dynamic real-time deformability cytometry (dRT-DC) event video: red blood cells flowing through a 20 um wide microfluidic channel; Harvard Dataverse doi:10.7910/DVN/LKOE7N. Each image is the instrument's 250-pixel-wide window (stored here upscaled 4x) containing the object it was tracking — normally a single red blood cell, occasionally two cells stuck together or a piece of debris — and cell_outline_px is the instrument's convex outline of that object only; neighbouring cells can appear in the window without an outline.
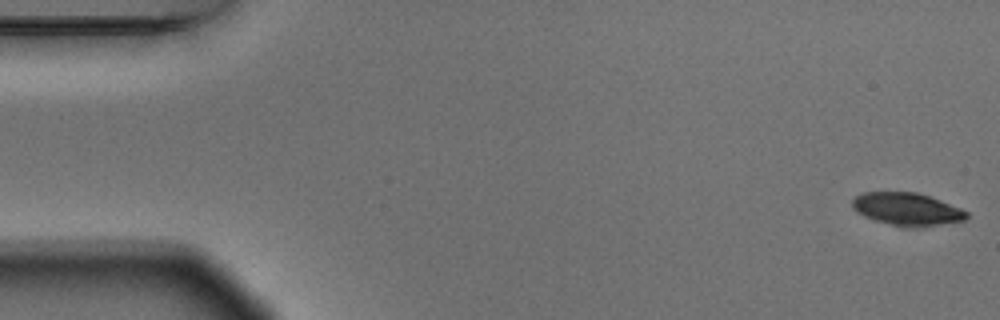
{"species": "Egyptian fruit bat (a non-hibernating species)", "species_latin": "Rousettus aegyptiacus", "temperature_condition": "warm", "stored_images_in_passage": 5, "camera_frame_rate_fps": 3000, "um_per_image_px": 0.085, "animal": {"sex": "male"}, "frame": {"image": 1, "passage_image": 1, "time_ms": 0.0, "image_size_px": [1000, 320], "cell_outline_px": [[968, 216], [964, 220], [936, 224], [888, 224], [864, 216], [856, 212], [852, 208], [852, 200], [856, 196], [864, 192], [920, 192], [932, 196], [960, 208], [968, 212]], "centroid_in_image_um": [77.06, 17.71], "position_along_channel_um": 7.9, "area_um2": 21.04}}